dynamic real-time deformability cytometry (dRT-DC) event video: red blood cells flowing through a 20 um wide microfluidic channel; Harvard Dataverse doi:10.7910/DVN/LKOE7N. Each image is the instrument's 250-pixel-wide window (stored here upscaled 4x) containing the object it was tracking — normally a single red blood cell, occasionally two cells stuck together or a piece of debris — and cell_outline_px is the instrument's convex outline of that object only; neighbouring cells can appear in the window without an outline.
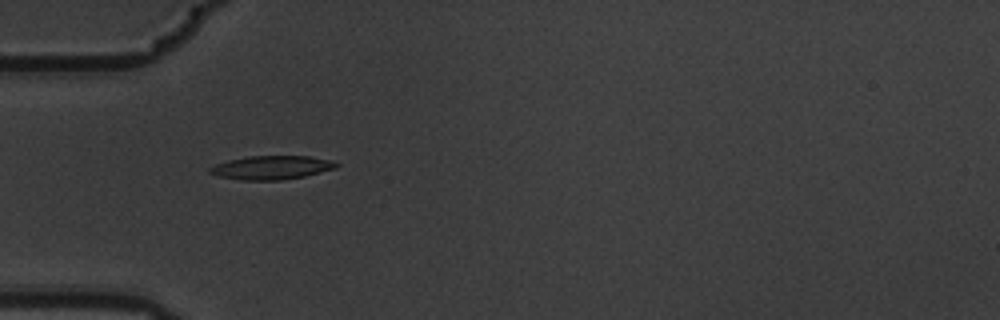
{"species": "common noctule bat (a hibernating species)", "species_latin": "Nyctalus noctula", "temperature_condition": "warm", "stored_images_in_passage": 6, "camera_frame_rate_fps": 3000, "um_per_image_px": 0.085, "animal": {"sex": "male", "body_mass_g": 19.5, "forearm_length_mm": 54.6}, "frame": {"image": 1, "passage_image": 5, "time_ms": 1.333, "image_size_px": [1000, 320], "cell_outline_px": [[340, 164], [336, 168], [304, 176], [280, 180], [240, 180], [216, 176], [208, 172], [208, 168], [216, 164], [228, 160], [248, 156], [308, 156], [328, 160]], "centroid_in_image_um": [23.02, 14.24], "position_along_channel_um": 62.0, "area_um2": 17.4}}
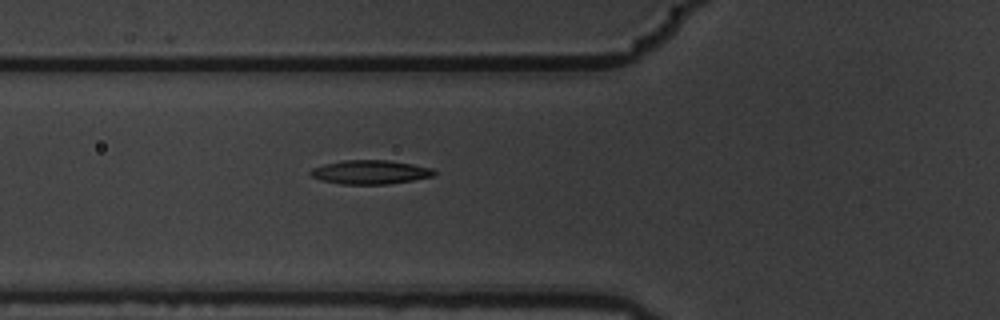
{"frame": {"image": 2, "passage_image": 6, "time_ms": 1.667, "image_size_px": [1000, 320], "cell_outline_px": [[436, 176], [412, 180], [384, 184], [340, 184], [320, 180], [312, 176], [308, 172], [312, 168], [324, 164], [344, 160], [388, 160], [412, 164], [432, 168], [436, 172]], "centroid_in_image_um": [31.46, 14.63], "position_along_channel_um": 94.3, "area_um2": 17.22}}